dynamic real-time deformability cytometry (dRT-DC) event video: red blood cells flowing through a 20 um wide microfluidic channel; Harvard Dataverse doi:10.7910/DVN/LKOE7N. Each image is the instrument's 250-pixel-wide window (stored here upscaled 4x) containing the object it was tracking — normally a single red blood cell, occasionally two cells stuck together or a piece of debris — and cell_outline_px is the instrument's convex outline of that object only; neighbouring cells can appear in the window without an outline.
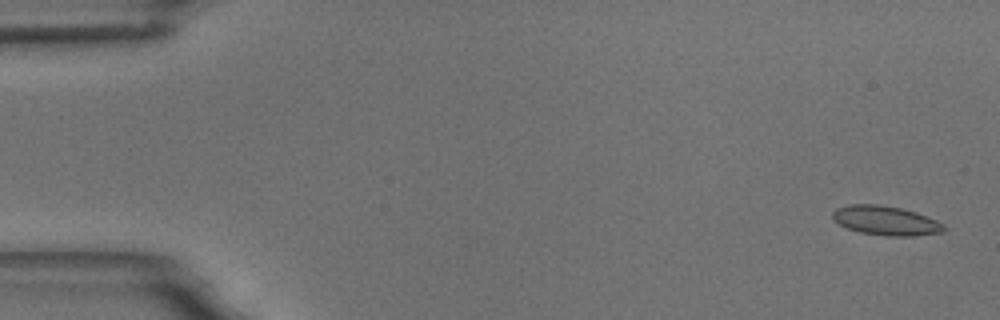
{"species": "common noctule bat (a hibernating species)", "species_latin": "Nyctalus noctula", "temperature_condition": "room temperature", "stored_images_in_passage": 25, "camera_frame_rate_fps": 3000, "um_per_image_px": 0.085, "animal": {"sex": "male", "body_mass_g": 18.8}, "frame": {"image": 1, "passage_image": 2, "time_ms": 0.333, "image_size_px": [1000, 320], "cell_outline_px": [[948, 228], [944, 232], [916, 236], [888, 236], [860, 232], [848, 228], [840, 224], [832, 216], [832, 212], [836, 208], [848, 204], [880, 204], [900, 208], [916, 212], [936, 220], [944, 224]], "centroid_in_image_um": [75.33, 18.75], "position_along_channel_um": 9.7, "area_um2": 19.07}}
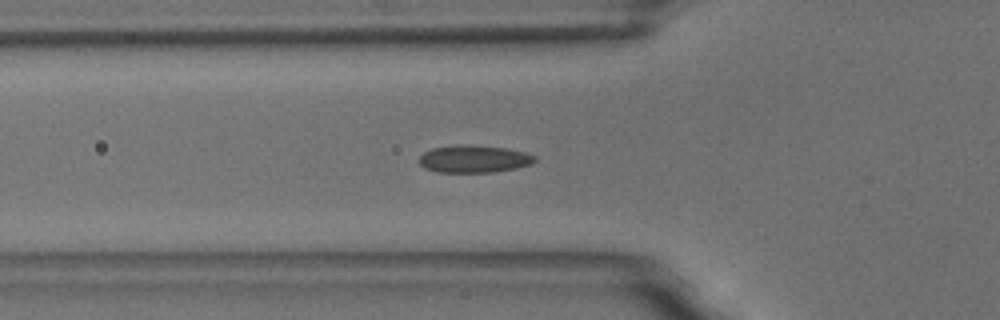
{"frame": {"image": 2, "passage_image": 20, "time_ms": 6.333, "image_size_px": [1000, 320], "cell_outline_px": [[536, 160], [532, 164], [516, 168], [492, 172], [436, 172], [424, 168], [420, 164], [420, 156], [424, 152], [432, 148], [456, 144], [464, 144], [504, 148], [524, 152], [536, 156]], "centroid_in_image_um": [40.27, 13.51], "position_along_channel_um": 85.5, "area_um2": 18.5}}
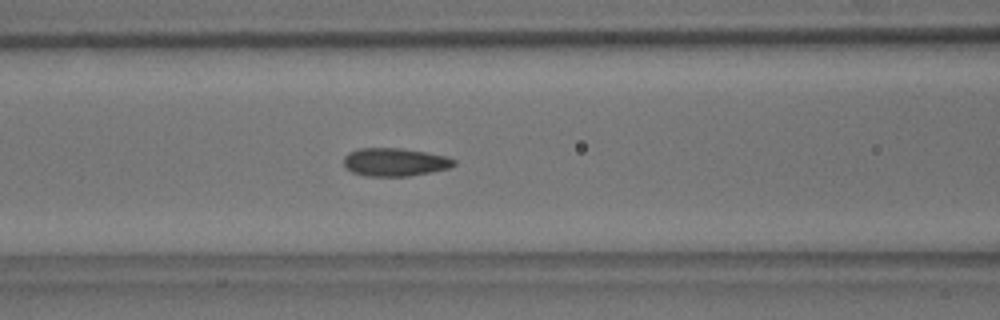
{"frame": {"image": 3, "passage_image": 24, "time_ms": 7.667, "image_size_px": [1000, 320], "cell_outline_px": [[456, 164], [448, 168], [432, 172], [408, 176], [364, 176], [352, 172], [344, 168], [344, 156], [348, 152], [360, 148], [400, 148], [424, 152], [444, 156], [456, 160]], "centroid_in_image_um": [33.52, 13.78], "position_along_channel_um": 133.1, "area_um2": 18.09}}